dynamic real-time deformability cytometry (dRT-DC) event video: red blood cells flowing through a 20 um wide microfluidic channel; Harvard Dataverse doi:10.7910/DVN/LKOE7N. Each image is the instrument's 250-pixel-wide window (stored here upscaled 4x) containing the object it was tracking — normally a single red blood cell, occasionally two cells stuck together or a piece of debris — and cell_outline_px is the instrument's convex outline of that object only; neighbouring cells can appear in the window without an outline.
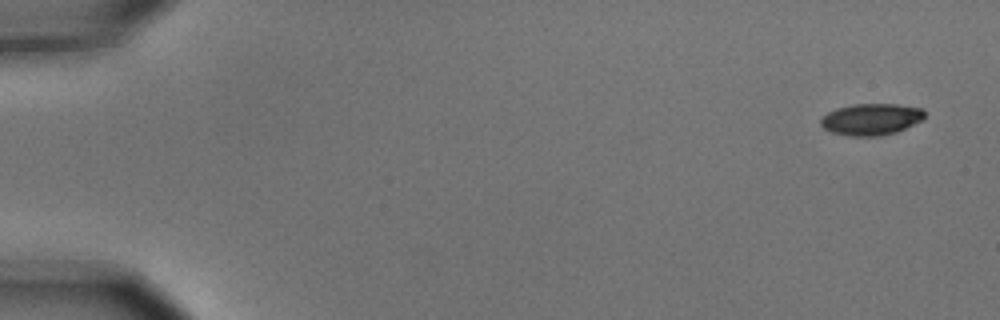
{"species": "common noctule bat (a hibernating species)", "species_latin": "Nyctalus noctula", "temperature_condition": "cold", "stored_images_in_passage": 4, "camera_frame_rate_fps": 3000, "um_per_image_px": 0.085, "animal": {"sex": "male", "body_mass_g": 15.6}, "frame": {"image": 1, "passage_image": 1, "time_ms": 0.0, "image_size_px": [1000, 320], "cell_outline_px": [[924, 120], [896, 132], [880, 136], [848, 136], [832, 132], [824, 128], [820, 124], [820, 120], [828, 112], [836, 108], [852, 104], [896, 104], [924, 108]], "centroid_in_image_um": [74.07, 10.13], "position_along_channel_um": 10.9, "area_um2": 19.25}}
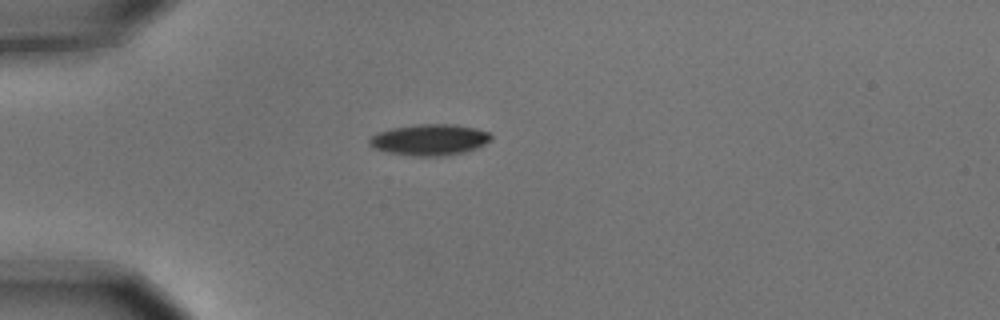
{"frame": {"image": 2, "passage_image": 4, "time_ms": 1.0, "image_size_px": [1000, 320], "cell_outline_px": [[492, 140], [476, 148], [464, 152], [444, 156], [416, 156], [388, 152], [372, 148], [368, 144], [368, 140], [376, 132], [392, 128], [420, 124], [452, 124], [476, 128], [488, 132], [492, 136]], "centroid_in_image_um": [36.5, 11.88], "position_along_channel_um": 48.5, "area_um2": 22.14}}